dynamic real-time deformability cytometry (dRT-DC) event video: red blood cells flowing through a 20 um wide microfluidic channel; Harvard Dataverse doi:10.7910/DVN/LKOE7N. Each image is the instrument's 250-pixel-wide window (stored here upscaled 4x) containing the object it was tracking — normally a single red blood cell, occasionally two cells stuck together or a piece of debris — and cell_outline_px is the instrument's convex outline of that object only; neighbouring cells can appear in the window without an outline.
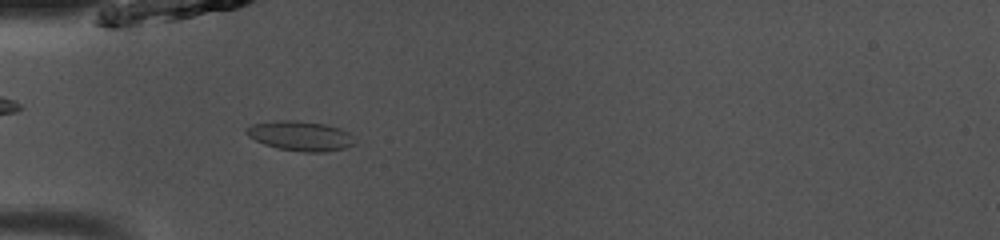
{"species": "common noctule bat (a hibernating species)", "species_latin": "Nyctalus noctula", "temperature_condition": "room temperature", "stored_images_in_passage": 37, "camera_frame_rate_fps": 3000, "um_per_image_px": 0.085, "animal": {"sex": "male", "body_mass_g": 13.0, "forearm_length_mm": 53.1}, "frame": {"image": 1, "passage_image": 3, "time_ms": 0.667, "image_size_px": [1000, 240], "cell_outline_px": [[356, 144], [344, 148], [324, 152], [304, 152], [276, 148], [264, 144], [248, 136], [244, 132], [244, 128], [252, 124], [280, 120], [296, 120], [324, 124], [340, 128], [348, 132]], "centroid_in_image_um": [25.5, 11.55], "position_along_channel_um": 59.5, "area_um2": 18.79}}
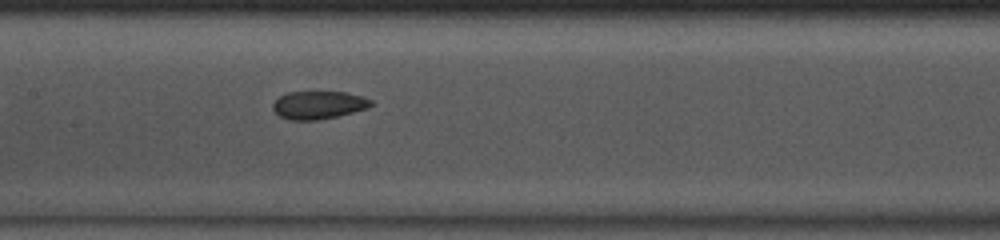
{"frame": {"image": 2, "passage_image": 12, "time_ms": 3.667, "image_size_px": [1000, 240], "cell_outline_px": [[372, 104], [368, 108], [336, 116], [316, 120], [292, 120], [280, 116], [272, 108], [272, 104], [280, 96], [288, 92], [348, 92], [364, 96], [372, 100]], "centroid_in_image_um": [27.09, 8.91], "position_along_channel_um": 180.3, "area_um2": 15.9}}
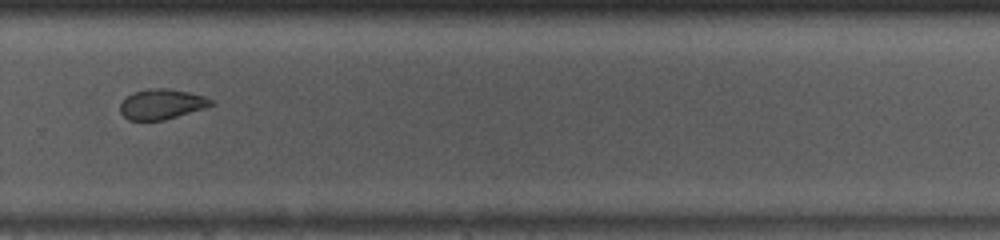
{"frame": {"image": 3, "passage_image": 22, "time_ms": 7.0, "image_size_px": [1000, 240], "cell_outline_px": [[216, 104], [204, 108], [164, 120], [128, 120], [120, 112], [120, 104], [132, 92], [156, 88], [164, 88], [188, 92], [204, 96], [212, 100]], "centroid_in_image_um": [13.75, 8.86], "position_along_channel_um": 316.1, "area_um2": 15.78}, "authors_computed_cell_mechanics": {"area_um2": 17.2822, "velocity_mm_per_s": 4.0906, "shape_relaxation_time_tau1_ms": null, "shape_relaxation_time_tau2_ms": 1.8912, "deformation_change_tau1": null, "deformation_change_tau2": 0.0645}}